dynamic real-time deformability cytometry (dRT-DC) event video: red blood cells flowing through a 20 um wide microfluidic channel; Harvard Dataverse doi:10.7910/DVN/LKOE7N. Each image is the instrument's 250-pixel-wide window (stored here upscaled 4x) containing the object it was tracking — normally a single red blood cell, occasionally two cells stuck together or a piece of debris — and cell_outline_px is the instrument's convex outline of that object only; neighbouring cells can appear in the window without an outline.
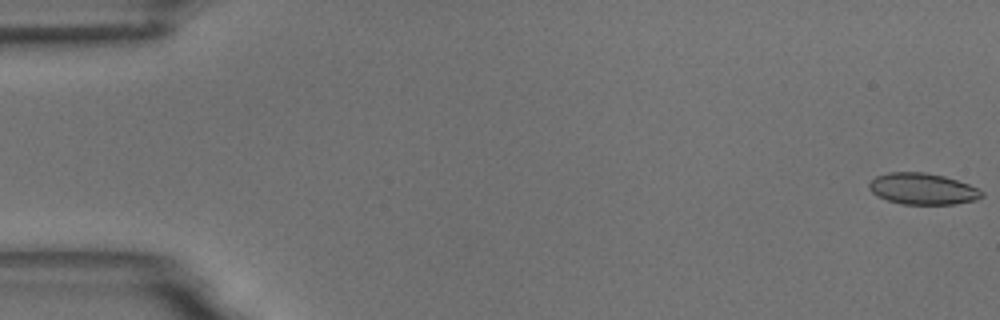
{"species": "common noctule bat (a hibernating species)", "species_latin": "Nyctalus noctula", "temperature_condition": "room temperature", "stored_images_in_passage": 56, "camera_frame_rate_fps": 3000, "um_per_image_px": 0.085, "animal": {"sex": "male", "body_mass_g": 18.8}, "frame": {"image": 1, "passage_image": 1, "time_ms": 0.0, "image_size_px": [1000, 320], "cell_outline_px": [[984, 196], [976, 200], [956, 204], [904, 204], [888, 200], [876, 196], [868, 188], [868, 184], [876, 176], [888, 172], [924, 172], [944, 176], [968, 184], [984, 192]], "centroid_in_image_um": [78.42, 16.05], "position_along_channel_um": 6.6, "area_um2": 20.58}}
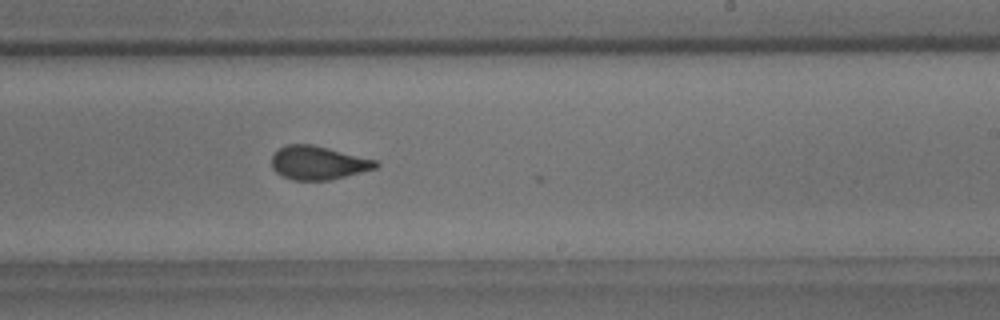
{"frame": {"image": 2, "passage_image": 34, "time_ms": 11.0, "image_size_px": [1000, 320], "cell_outline_px": [[380, 164], [376, 168], [328, 180], [292, 180], [276, 172], [272, 168], [272, 156], [280, 148], [288, 144], [312, 144], [380, 160]], "centroid_in_image_um": [27.08, 13.83], "position_along_channel_um": 261.9, "area_um2": 20.35}}
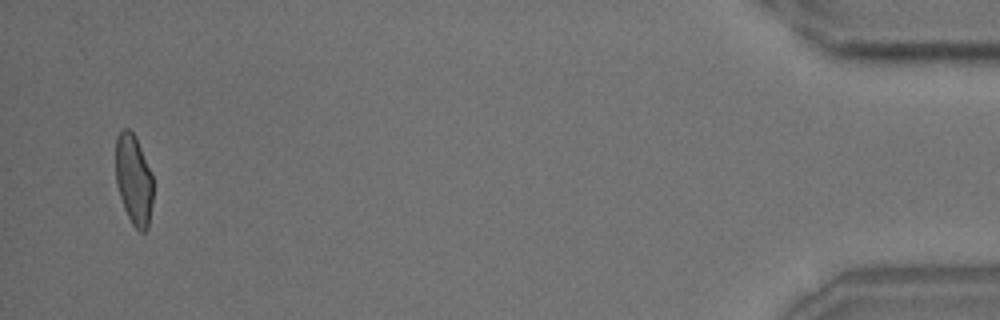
{"frame": {"image": 3, "passage_image": 54, "time_ms": 17.667, "image_size_px": [1000, 320], "cell_outline_px": [[152, 204], [148, 228], [144, 232], [140, 232], [132, 224], [124, 208], [116, 184], [116, 136], [124, 128], [128, 128], [136, 136], [152, 176]], "centroid_in_image_um": [11.36, 15.28], "position_along_channel_um": 423.8, "area_um2": 19.59}, "authors_computed_cell_mechanics": {"area_um2": 20.8947, "velocity_mm_per_s": 3.6757, "shape_relaxation_time_tau1_ms": 3.9346, "shape_relaxation_time_tau2_ms": 0.95, "deformation_change_tau1": 0.1202, "deformation_change_tau2": 0.0709}}